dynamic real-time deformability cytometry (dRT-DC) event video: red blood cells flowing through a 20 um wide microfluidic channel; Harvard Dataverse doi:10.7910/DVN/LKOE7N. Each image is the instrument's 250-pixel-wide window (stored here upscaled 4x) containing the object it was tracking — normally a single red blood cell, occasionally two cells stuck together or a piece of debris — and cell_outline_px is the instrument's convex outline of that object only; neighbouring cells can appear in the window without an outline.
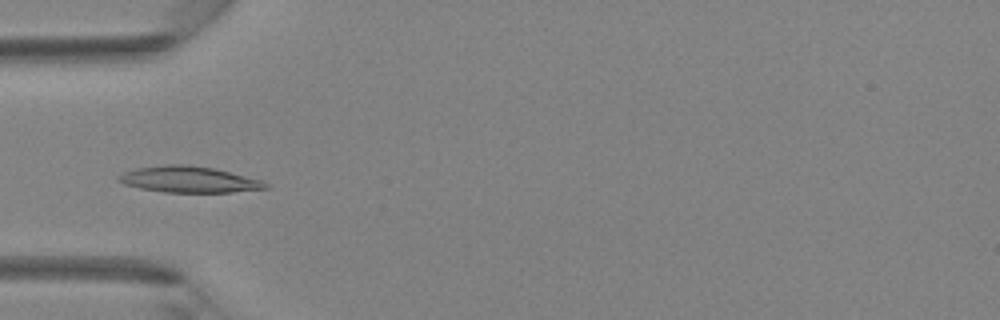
{"species": "Egyptian fruit bat (a non-hibernating species)", "species_latin": "Rousettus aegyptiacus", "temperature_condition": "room temperature", "stored_images_in_passage": 4, "camera_frame_rate_fps": 3000, "um_per_image_px": 0.085, "animal": {"sex": "female"}, "frame": {"image": 1, "passage_image": 3, "time_ms": 3.0, "image_size_px": [1000, 320], "cell_outline_px": [[268, 188], [232, 192], [164, 192], [140, 188], [124, 184], [116, 180], [116, 176], [124, 172], [136, 168], [168, 164], [184, 164], [212, 168], [260, 180], [268, 184]], "centroid_in_image_um": [15.98, 15.25], "position_along_channel_um": 69.0, "area_um2": 22.14}}
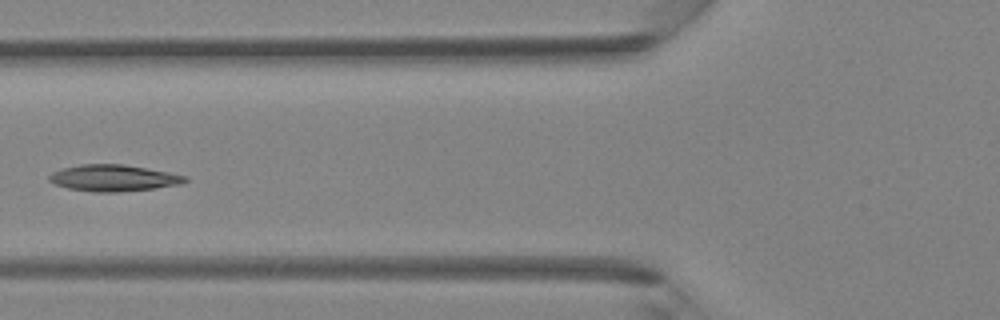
{"frame": {"image": 2, "passage_image": 4, "time_ms": 4.0, "image_size_px": [1000, 320], "cell_outline_px": [[188, 180], [180, 184], [156, 188], [116, 192], [92, 192], [68, 188], [56, 184], [48, 180], [48, 176], [52, 172], [64, 168], [80, 164], [124, 164], [168, 172], [188, 176]], "centroid_in_image_um": [9.65, 15.13], "position_along_channel_um": 116.2, "area_um2": 20.92}}